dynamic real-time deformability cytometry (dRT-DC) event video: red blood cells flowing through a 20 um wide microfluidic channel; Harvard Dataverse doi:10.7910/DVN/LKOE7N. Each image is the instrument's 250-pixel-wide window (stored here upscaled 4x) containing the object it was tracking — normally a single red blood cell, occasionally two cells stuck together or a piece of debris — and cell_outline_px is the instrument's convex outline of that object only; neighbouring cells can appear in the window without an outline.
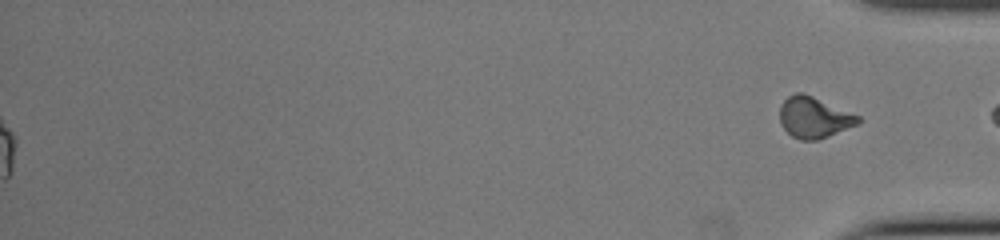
{"species": "common noctule bat (a hibernating species)", "species_latin": "Nyctalus noctula", "temperature_condition": "cold", "stored_images_in_passage": 35, "segment_of_instrument_passage": [2, 2], "camera_frame_rate_fps": 3000, "um_per_image_px": 0.085, "animal": {"sex": "female", "body_mass_g": 22.0, "forearm_length_mm": 56.7}, "frame": {"image": 1, "passage_image": 35, "time_ms": 11.333, "image_size_px": [1000, 240], "cell_outline_px": [[864, 120], [860, 124], [828, 136], [816, 140], [800, 140], [792, 136], [780, 124], [780, 104], [788, 96], [796, 92], [804, 92], [860, 116]], "centroid_in_image_um": [69.21, 9.97], "position_along_channel_um": 366.0, "area_um2": 18.96}}